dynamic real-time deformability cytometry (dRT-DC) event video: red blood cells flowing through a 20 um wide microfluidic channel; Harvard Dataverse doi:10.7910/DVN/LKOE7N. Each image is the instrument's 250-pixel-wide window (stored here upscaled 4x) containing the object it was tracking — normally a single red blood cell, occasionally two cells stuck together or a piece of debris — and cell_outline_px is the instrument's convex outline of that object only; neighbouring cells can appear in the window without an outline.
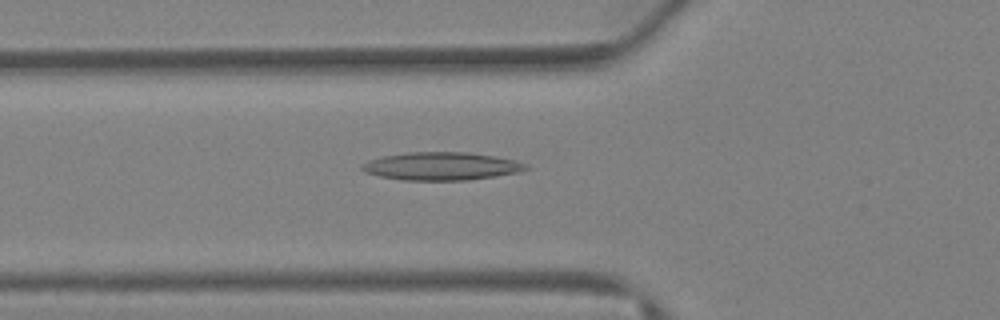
{"species": "Egyptian fruit bat (a non-hibernating species)", "species_latin": "Rousettus aegyptiacus", "temperature_condition": "warm", "stored_images_in_passage": 35, "camera_frame_rate_fps": 3000, "um_per_image_px": 0.085, "animal": {"sex": "female"}, "frame": {"image": 1, "passage_image": 10, "time_ms": 3.0, "image_size_px": [1000, 320], "cell_outline_px": [[532, 168], [516, 172], [468, 180], [404, 180], [380, 176], [364, 172], [360, 168], [360, 164], [368, 160], [384, 156], [408, 152], [468, 152], [496, 156], [516, 160]], "centroid_in_image_um": [37.49, 14.12], "position_along_channel_um": 88.3, "area_um2": 26.65}}
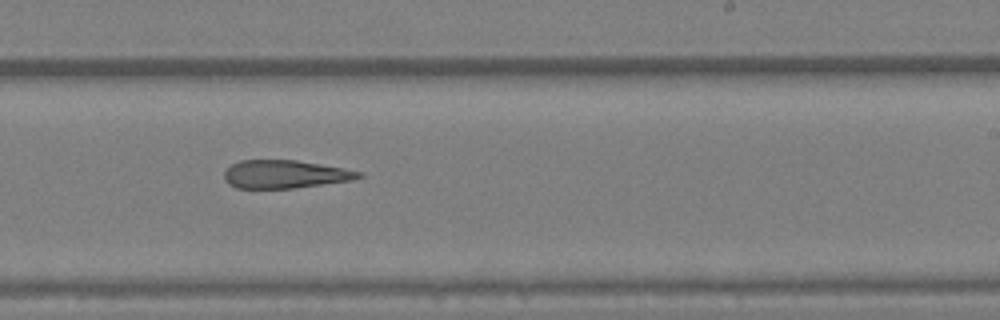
{"frame": {"image": 2, "passage_image": 20, "time_ms": 6.333, "image_size_px": [1000, 320], "cell_outline_px": [[364, 176], [352, 180], [292, 188], [236, 188], [228, 184], [224, 180], [224, 172], [232, 164], [240, 160], [296, 160], [344, 168], [364, 172]], "centroid_in_image_um": [24.22, 14.8], "position_along_channel_um": 264.8, "area_um2": 22.02}}
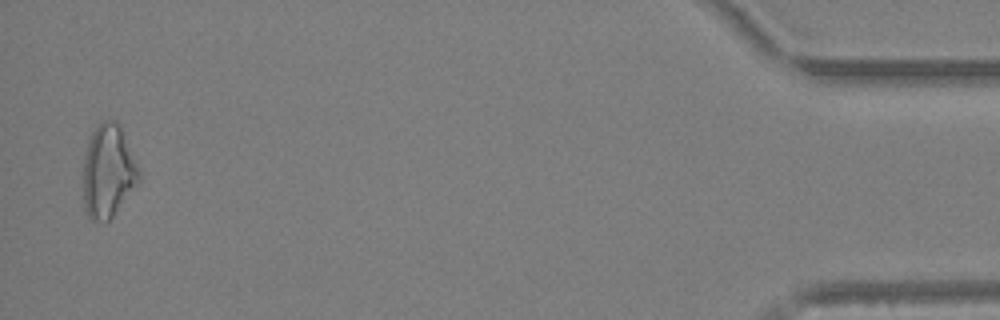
{"frame": {"image": 3, "passage_image": 34, "time_ms": 11.0, "image_size_px": [1000, 320], "cell_outline_px": [[140, 180], [112, 216], [108, 220], [92, 220], [88, 216], [84, 208], [84, 156], [88, 140], [92, 132], [100, 120], [116, 120], [120, 124], [140, 168]], "centroid_in_image_um": [9.2, 14.49], "position_along_channel_um": 426.0, "area_um2": 30.23}}